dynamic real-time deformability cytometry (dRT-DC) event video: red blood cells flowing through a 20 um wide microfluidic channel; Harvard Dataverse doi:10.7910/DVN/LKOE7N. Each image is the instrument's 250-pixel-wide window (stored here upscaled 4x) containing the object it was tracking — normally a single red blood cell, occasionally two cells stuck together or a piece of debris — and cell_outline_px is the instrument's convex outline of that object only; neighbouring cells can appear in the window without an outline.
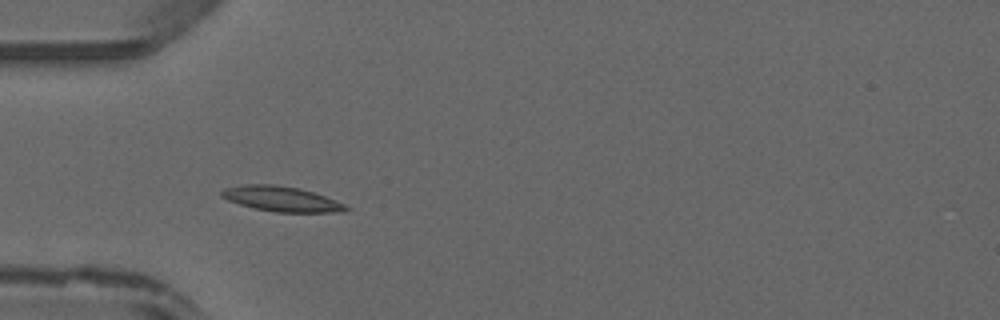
{"species": "common noctule bat (a hibernating species)", "species_latin": "Nyctalus noctula", "temperature_condition": "warm", "stored_images_in_passage": 33, "camera_frame_rate_fps": 3000, "um_per_image_px": 0.085, "animal": {"sex": "male", "forearm_length_mm": 52.5}, "frame": {"image": 1, "passage_image": 1, "time_ms": 0.0, "image_size_px": [1000, 320], "cell_outline_px": [[352, 208], [344, 212], [276, 212], [252, 208], [228, 200], [220, 196], [220, 192], [224, 188], [244, 184], [272, 184], [300, 188], [324, 196], [344, 204]], "centroid_in_image_um": [23.9, 16.91], "position_along_channel_um": 61.1, "area_um2": 18.21}}
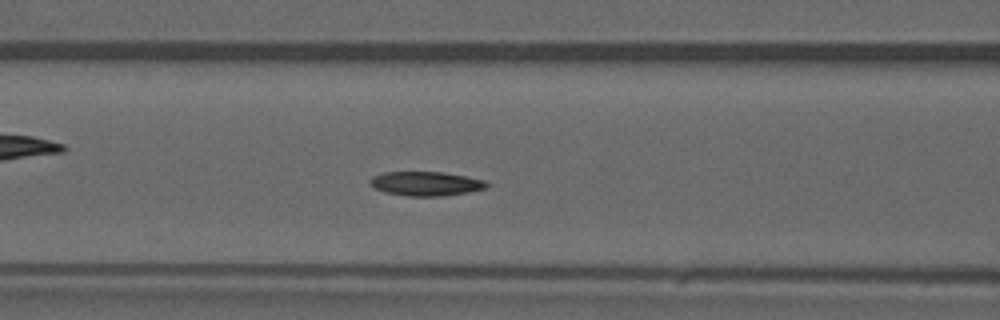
{"frame": {"image": 2, "passage_image": 6, "time_ms": 1.667, "image_size_px": [1000, 320], "cell_outline_px": [[488, 188], [468, 192], [444, 196], [408, 196], [384, 192], [368, 184], [368, 180], [372, 176], [384, 172], [444, 172], [484, 180], [488, 184]], "centroid_in_image_um": [36.17, 15.61], "position_along_channel_um": 130.4, "area_um2": 16.53}}